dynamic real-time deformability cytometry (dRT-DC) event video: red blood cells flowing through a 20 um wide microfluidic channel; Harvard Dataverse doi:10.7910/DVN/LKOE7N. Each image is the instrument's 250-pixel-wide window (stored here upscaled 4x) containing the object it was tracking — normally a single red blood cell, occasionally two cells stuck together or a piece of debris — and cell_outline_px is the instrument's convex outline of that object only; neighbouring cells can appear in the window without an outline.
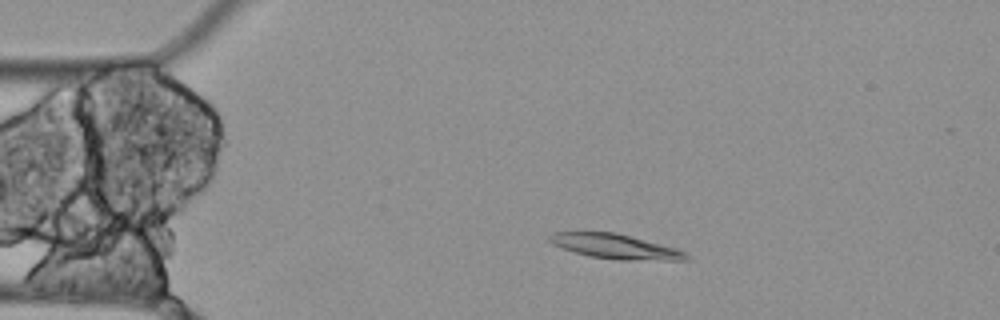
{"species": "Egyptian fruit bat (a non-hibernating species)", "species_latin": "Rousettus aegyptiacus", "temperature_condition": "cold", "stored_images_in_passage": 5, "camera_frame_rate_fps": 3000, "um_per_image_px": 0.085, "animal": {"sex": "female"}, "frame": {"image": 1, "passage_image": 4, "time_ms": 1.0, "image_size_px": [1000, 320], "cell_outline_px": [[692, 256], [688, 260], [620, 260], [588, 256], [552, 244], [548, 240], [548, 236], [552, 232], [616, 232], [676, 248]], "centroid_in_image_um": [52.32, 20.95], "position_along_channel_um": 32.7, "area_um2": 19.65}}